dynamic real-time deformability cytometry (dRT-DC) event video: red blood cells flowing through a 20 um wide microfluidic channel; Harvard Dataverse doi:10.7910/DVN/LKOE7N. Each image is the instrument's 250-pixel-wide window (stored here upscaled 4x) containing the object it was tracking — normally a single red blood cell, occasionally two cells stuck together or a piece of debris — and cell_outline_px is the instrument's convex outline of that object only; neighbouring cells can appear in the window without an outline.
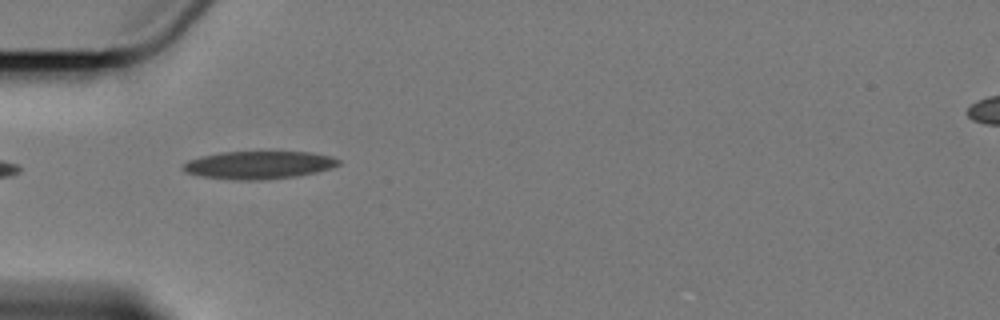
{"species": "Egyptian fruit bat (a non-hibernating species)", "species_latin": "Rousettus aegyptiacus", "temperature_condition": "cold", "stored_images_in_passage": 5, "camera_frame_rate_fps": 3000, "um_per_image_px": 0.085, "animal": {"sex": "female"}, "frame": {"image": 1, "passage_image": 4, "time_ms": 3.667, "image_size_px": [1000, 320], "cell_outline_px": [[340, 164], [332, 168], [316, 172], [296, 176], [268, 180], [236, 180], [200, 176], [184, 172], [180, 168], [188, 160], [220, 152], [312, 152], [332, 156], [340, 160]], "centroid_in_image_um": [22.01, 14.03], "position_along_channel_um": 63.0, "area_um2": 25.37}}
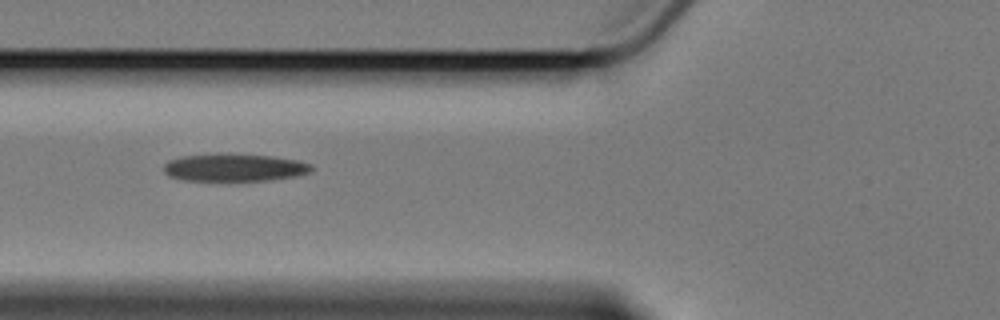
{"frame": {"image": 2, "passage_image": 5, "time_ms": 5.0, "image_size_px": [1000, 320], "cell_outline_px": [[312, 172], [296, 176], [272, 180], [184, 180], [168, 176], [164, 172], [164, 164], [168, 160], [180, 156], [216, 152], [224, 152], [272, 156], [300, 160], [312, 164]], "centroid_in_image_um": [19.92, 14.21], "position_along_channel_um": 105.9, "area_um2": 24.39}}